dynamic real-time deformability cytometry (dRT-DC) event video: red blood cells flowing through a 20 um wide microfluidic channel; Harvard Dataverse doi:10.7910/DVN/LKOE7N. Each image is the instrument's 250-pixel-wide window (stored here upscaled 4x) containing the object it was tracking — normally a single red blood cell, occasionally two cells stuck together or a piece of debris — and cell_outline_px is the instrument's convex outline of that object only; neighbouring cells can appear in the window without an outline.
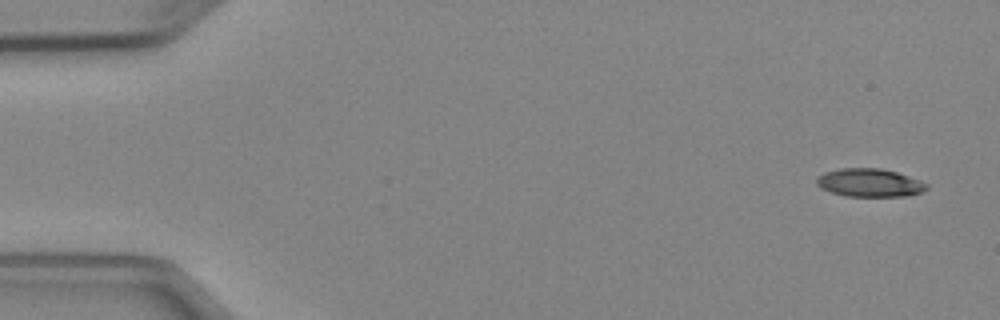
{"species": "Egyptian fruit bat (a non-hibernating species)", "species_latin": "Rousettus aegyptiacus", "temperature_condition": "cold", "stored_images_in_passage": 5, "camera_frame_rate_fps": 3000, "um_per_image_px": 0.085, "animal": {"sex": "female"}, "frame": {"image": 1, "passage_image": 1, "time_ms": 0.0, "image_size_px": [1000, 320], "cell_outline_px": [[928, 188], [924, 192], [908, 196], [844, 196], [820, 188], [816, 184], [816, 176], [824, 172], [840, 168], [880, 168], [896, 172], [920, 180], [928, 184]], "centroid_in_image_um": [73.91, 15.53], "position_along_channel_um": 11.1, "area_um2": 18.26}}
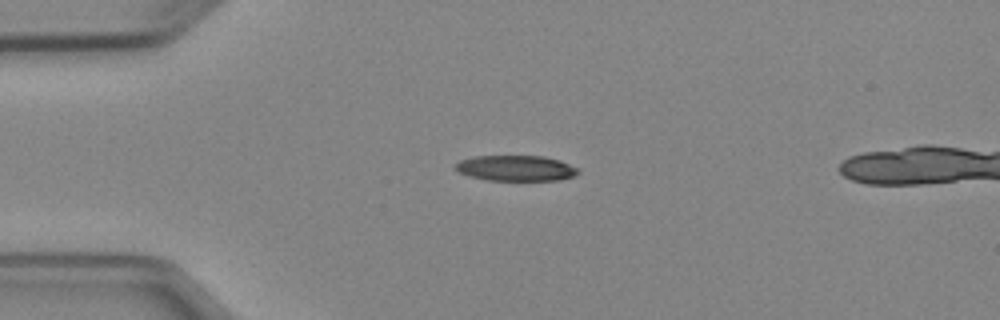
{"frame": {"image": 2, "passage_image": 4, "time_ms": 3.333, "image_size_px": [1000, 320], "cell_outline_px": [[580, 172], [576, 176], [560, 180], [488, 180], [468, 176], [452, 168], [452, 164], [460, 160], [472, 156], [544, 156], [560, 160], [580, 168]], "centroid_in_image_um": [43.85, 14.29], "position_along_channel_um": 41.1, "area_um2": 18.67}}